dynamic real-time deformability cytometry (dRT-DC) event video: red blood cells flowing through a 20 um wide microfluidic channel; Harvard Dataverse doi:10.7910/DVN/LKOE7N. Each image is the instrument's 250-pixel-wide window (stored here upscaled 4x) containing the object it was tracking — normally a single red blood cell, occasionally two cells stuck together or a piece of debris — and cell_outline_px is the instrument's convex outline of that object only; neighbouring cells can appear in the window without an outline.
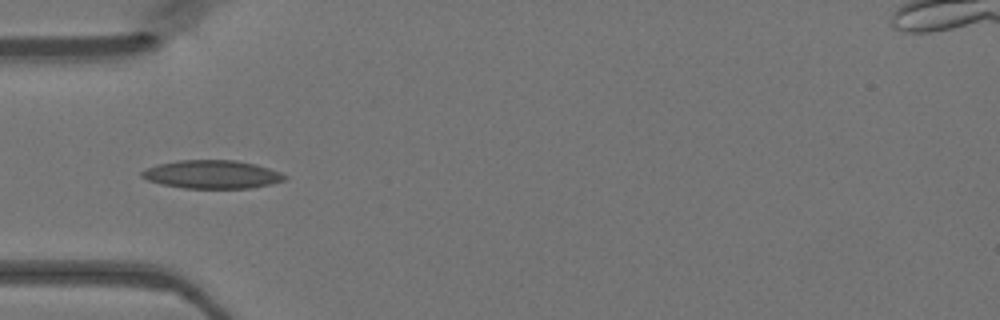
{"species": "Egyptian fruit bat (a non-hibernating species)", "species_latin": "Rousettus aegyptiacus", "temperature_condition": "warm", "stored_images_in_passage": 34, "camera_frame_rate_fps": 3000, "um_per_image_px": 0.085, "animal": {"sex": "female"}, "frame": {"image": 1, "passage_image": 1, "time_ms": 0.0, "image_size_px": [1000, 320], "cell_outline_px": [[288, 176], [284, 180], [272, 184], [252, 188], [184, 188], [160, 184], [148, 180], [140, 176], [140, 172], [156, 164], [176, 160], [236, 160], [256, 164], [280, 172]], "centroid_in_image_um": [18.02, 14.82], "position_along_channel_um": 67.0, "area_um2": 23.7}}
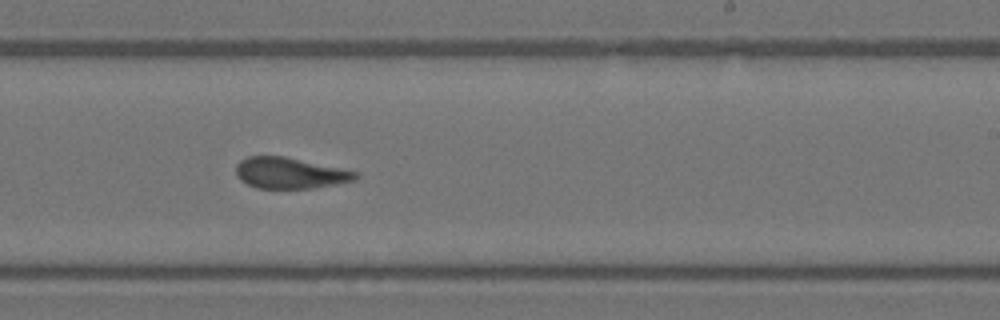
{"frame": {"image": 2, "passage_image": 15, "time_ms": 4.667, "image_size_px": [1000, 320], "cell_outline_px": [[360, 176], [356, 180], [336, 184], [312, 188], [256, 188], [240, 180], [236, 176], [236, 164], [240, 160], [248, 156], [284, 156], [340, 168], [356, 172]], "centroid_in_image_um": [24.62, 14.71], "position_along_channel_um": 264.4, "area_um2": 21.56}}
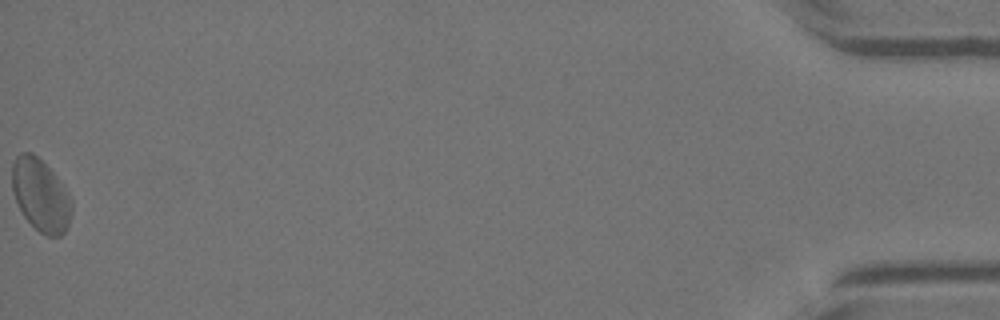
{"frame": {"image": 3, "passage_image": 34, "time_ms": 11.0, "image_size_px": [1000, 320], "cell_outline_px": [[72, 212], [68, 224], [64, 232], [60, 236], [44, 236], [24, 216], [16, 200], [12, 188], [12, 164], [16, 156], [20, 152], [32, 152], [56, 176], [68, 192], [72, 200]], "centroid_in_image_um": [3.46, 16.59], "position_along_channel_um": 431.7, "area_um2": 24.91}}